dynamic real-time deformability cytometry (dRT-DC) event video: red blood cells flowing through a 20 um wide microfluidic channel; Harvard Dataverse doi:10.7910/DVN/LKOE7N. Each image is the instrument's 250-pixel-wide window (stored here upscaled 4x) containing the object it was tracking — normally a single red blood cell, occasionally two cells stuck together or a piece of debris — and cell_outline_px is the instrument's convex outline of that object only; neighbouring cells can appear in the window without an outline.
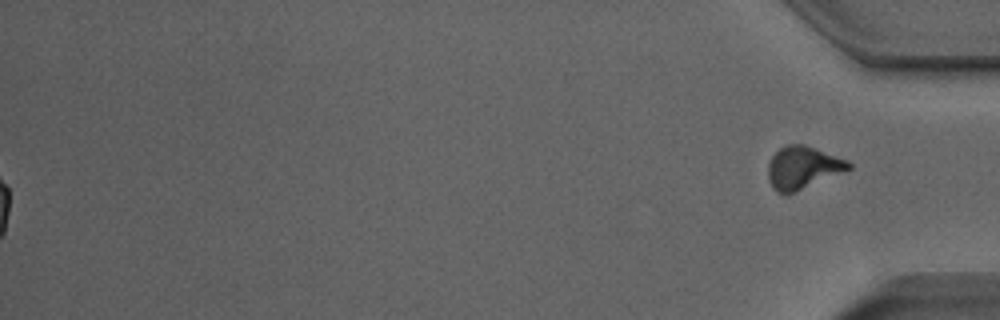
{"species": "Egyptian fruit bat (a non-hibernating species)", "species_latin": "Rousettus aegyptiacus", "temperature_condition": "room temperature", "stored_images_in_passage": 52, "segment_of_instrument_passage": [2, 2], "camera_frame_rate_fps": 3000, "um_per_image_px": 0.085, "animal": {"sex": "male"}, "frame": {"image": 1, "passage_image": 52, "time_ms": 17.0, "image_size_px": [1000, 320], "cell_outline_px": [[852, 168], [788, 196], [784, 196], [776, 192], [772, 188], [768, 180], [768, 164], [772, 156], [780, 148], [788, 144], [804, 144], [848, 160], [852, 164]], "centroid_in_image_um": [68.21, 14.29], "position_along_channel_um": 367.0, "area_um2": 20.35}}